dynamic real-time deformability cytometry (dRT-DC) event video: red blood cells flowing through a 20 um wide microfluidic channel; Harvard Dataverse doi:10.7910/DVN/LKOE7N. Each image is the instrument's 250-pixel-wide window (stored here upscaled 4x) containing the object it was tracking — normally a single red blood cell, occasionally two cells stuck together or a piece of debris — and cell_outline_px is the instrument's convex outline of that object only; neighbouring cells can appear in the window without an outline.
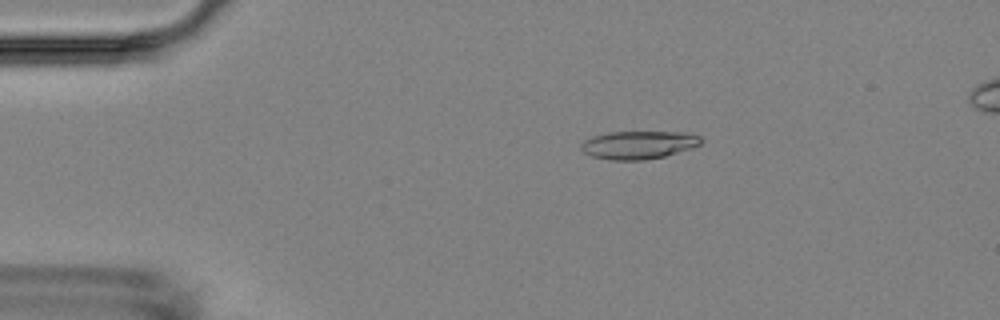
{"species": "Egyptian fruit bat (a non-hibernating species)", "species_latin": "Rousettus aegyptiacus", "temperature_condition": "room temperature", "stored_images_in_passage": 11, "camera_frame_rate_fps": 3000, "um_per_image_px": 0.085, "animal": {"sex": "female"}, "frame": {"image": 1, "passage_image": 3, "time_ms": 3.0, "image_size_px": [1000, 320], "cell_outline_px": [[704, 140], [700, 144], [692, 148], [664, 156], [644, 160], [608, 160], [592, 156], [584, 152], [580, 148], [580, 144], [584, 140], [592, 136], [608, 132], [688, 132], [700, 136]], "centroid_in_image_um": [54.28, 12.31], "position_along_channel_um": 30.7, "area_um2": 19.77}}
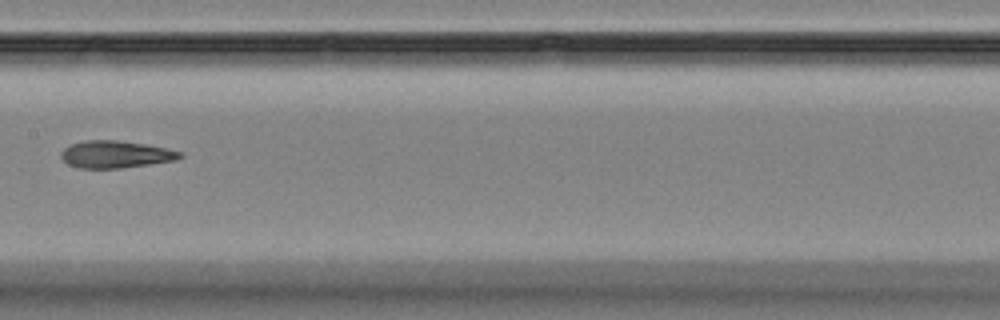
{"frame": {"image": 2, "passage_image": 8, "time_ms": 9.0, "image_size_px": [1000, 320], "cell_outline_px": [[184, 156], [176, 160], [120, 168], [80, 168], [68, 164], [60, 156], [60, 152], [68, 144], [84, 140], [116, 140], [144, 144], [184, 152]], "centroid_in_image_um": [9.8, 13.11], "position_along_channel_um": 197.6, "area_um2": 18.84}}
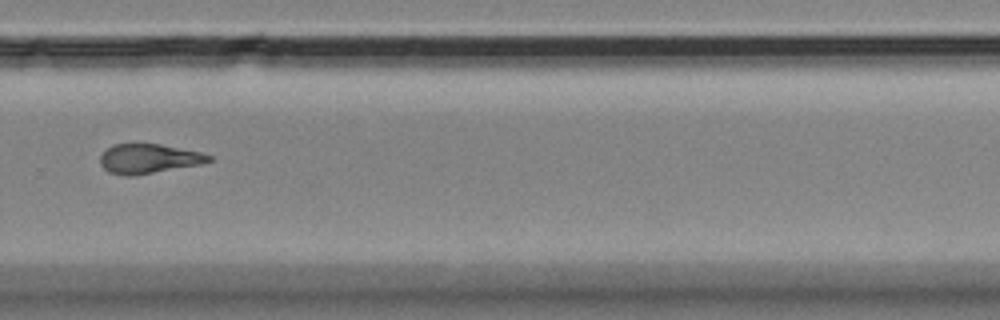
{"frame": {"image": 3, "passage_image": 11, "time_ms": 12.333, "image_size_px": [1000, 320], "cell_outline_px": [[212, 160], [200, 164], [136, 176], [128, 176], [108, 172], [100, 164], [100, 156], [112, 144], [136, 140], [160, 144], [200, 152], [212, 156]], "centroid_in_image_um": [12.58, 13.45], "position_along_channel_um": 317.2, "area_um2": 19.31}}